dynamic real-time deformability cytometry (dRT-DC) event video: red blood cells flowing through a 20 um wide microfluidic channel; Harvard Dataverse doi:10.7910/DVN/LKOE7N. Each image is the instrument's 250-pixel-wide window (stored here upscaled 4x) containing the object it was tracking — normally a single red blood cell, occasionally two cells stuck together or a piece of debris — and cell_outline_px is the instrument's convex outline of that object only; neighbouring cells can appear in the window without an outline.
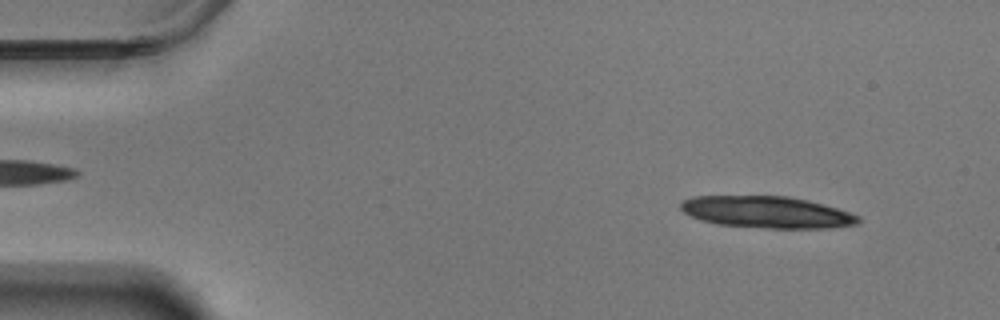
{"species": "Egyptian fruit bat (a non-hibernating species)", "species_latin": "Rousettus aegyptiacus", "temperature_condition": "warm", "stored_images_in_passage": 41, "camera_frame_rate_fps": 3000, "um_per_image_px": 0.085, "animal": {"sex": "male"}, "frame": {"image": 1, "passage_image": 5, "time_ms": 1.333, "image_size_px": [1000, 320], "cell_outline_px": [[860, 220], [856, 224], [828, 228], [768, 228], [720, 224], [700, 220], [684, 212], [680, 208], [680, 204], [684, 200], [692, 196], [788, 196], [808, 200], [836, 208], [860, 216]], "centroid_in_image_um": [65.17, 18.03], "position_along_channel_um": 19.8, "area_um2": 32.6}}
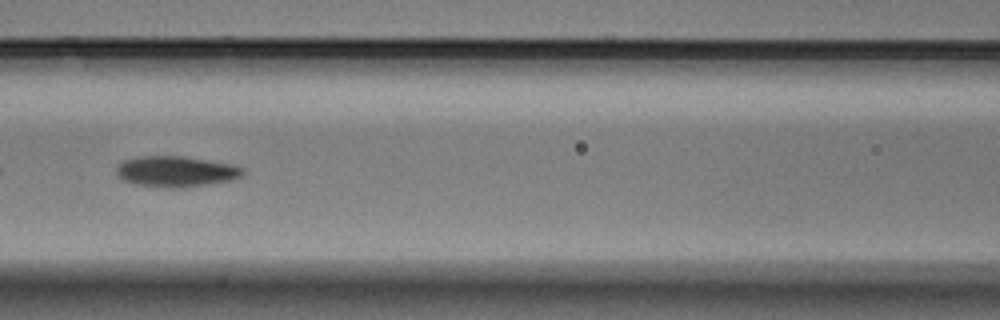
{"frame": {"image": 2, "passage_image": 25, "time_ms": 8.0, "image_size_px": [1000, 320], "cell_outline_px": [[244, 172], [240, 176], [228, 180], [184, 188], [168, 188], [136, 184], [124, 180], [116, 172], [116, 164], [124, 160], [140, 156], [184, 156], [232, 164], [244, 168]], "centroid_in_image_um": [14.93, 14.57], "position_along_channel_um": 151.7, "area_um2": 22.54}}
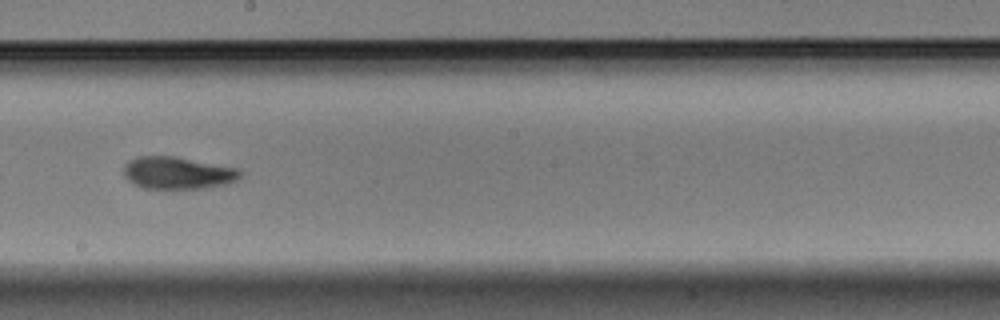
{"frame": {"image": 3, "passage_image": 32, "time_ms": 10.333, "image_size_px": [1000, 320], "cell_outline_px": [[240, 176], [236, 180], [224, 184], [204, 188], [144, 188], [132, 184], [124, 176], [124, 164], [128, 160], [136, 156], [176, 156], [240, 168]], "centroid_in_image_um": [15.07, 14.68], "position_along_channel_um": 233.1, "area_um2": 22.02}}